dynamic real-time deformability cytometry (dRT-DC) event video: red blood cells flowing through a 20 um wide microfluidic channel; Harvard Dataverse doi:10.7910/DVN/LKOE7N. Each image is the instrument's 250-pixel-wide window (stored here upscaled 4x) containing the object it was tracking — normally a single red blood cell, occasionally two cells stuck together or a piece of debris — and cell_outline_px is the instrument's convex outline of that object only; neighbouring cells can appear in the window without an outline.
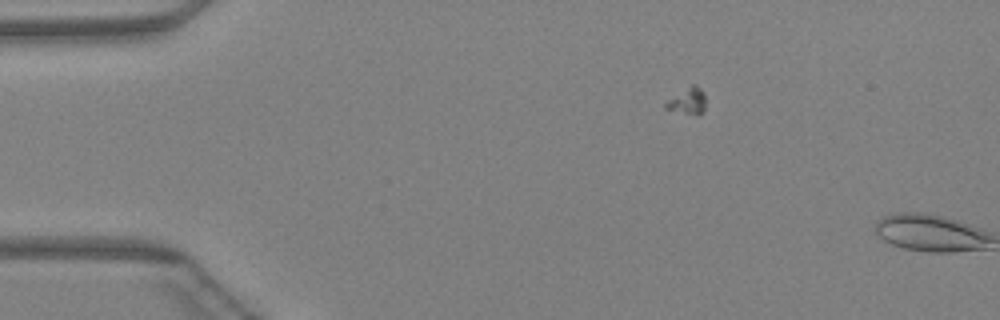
{"species": "Egyptian fruit bat (a non-hibernating species)", "species_latin": "Rousettus aegyptiacus", "temperature_condition": "warm", "stored_images_in_passage": 3, "camera_frame_rate_fps": 3000, "um_per_image_px": 0.085, "animal": {"sex": "female"}, "frame": {"image": 1, "passage_image": 3, "time_ms": 0.667, "image_size_px": [1000, 320], "cell_outline_px": [[984, 240], [972, 248], [912, 248], [900, 244], [892, 220], [940, 220], [964, 228], [980, 236]], "centroid_in_image_um": [79.42, 19.95], "position_along_channel_um": 5.6, "area_um2": 14.57}}